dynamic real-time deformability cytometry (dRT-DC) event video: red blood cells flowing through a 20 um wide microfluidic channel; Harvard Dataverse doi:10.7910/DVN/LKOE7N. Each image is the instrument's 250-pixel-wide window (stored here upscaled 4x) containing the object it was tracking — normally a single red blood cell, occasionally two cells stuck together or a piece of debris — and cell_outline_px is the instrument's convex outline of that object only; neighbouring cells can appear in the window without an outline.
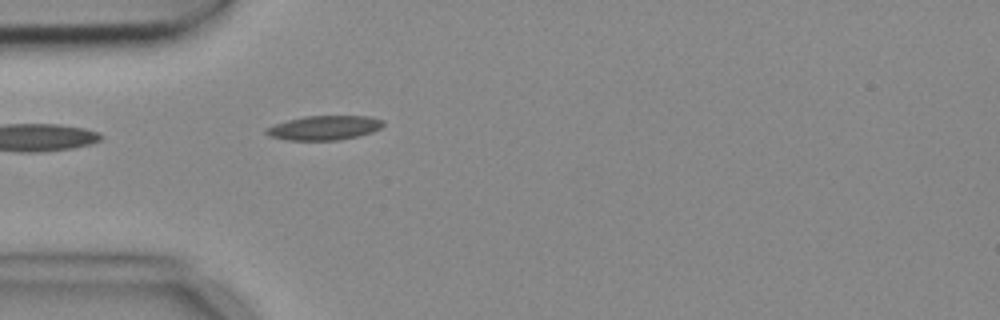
{"species": "common noctule bat (a hibernating species)", "species_latin": "Nyctalus noctula", "temperature_condition": "cold", "stored_images_in_passage": 4, "segment_of_instrument_passage": [2, 2], "camera_frame_rate_fps": 3000, "um_per_image_px": 0.085, "animal": {"sex": "female", "body_mass_g": 18.4}, "frame": {"image": 1, "passage_image": 4, "time_ms": 1.0, "image_size_px": [1000, 320], "cell_outline_px": [[384, 124], [380, 128], [372, 132], [360, 136], [340, 140], [288, 140], [268, 136], [264, 132], [264, 128], [288, 120], [304, 116], [368, 116], [384, 120]], "centroid_in_image_um": [27.56, 10.87], "position_along_channel_um": 57.4, "area_um2": 16.7}}